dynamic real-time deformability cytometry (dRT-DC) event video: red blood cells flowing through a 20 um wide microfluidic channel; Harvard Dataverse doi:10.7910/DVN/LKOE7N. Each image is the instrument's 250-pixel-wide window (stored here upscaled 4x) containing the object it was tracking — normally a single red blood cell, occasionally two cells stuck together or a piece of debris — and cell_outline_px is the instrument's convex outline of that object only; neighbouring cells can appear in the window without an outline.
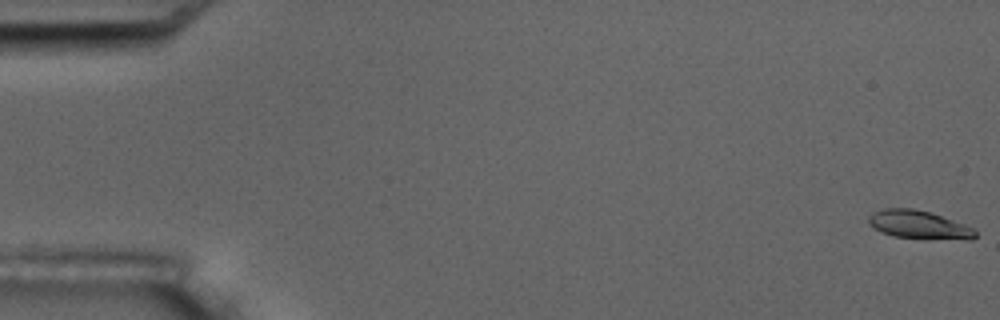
{"species": "common noctule bat (a hibernating species)", "species_latin": "Nyctalus noctula", "temperature_condition": "room temperature", "stored_images_in_passage": 4, "camera_frame_rate_fps": 3000, "um_per_image_px": 0.085, "animal": {"sex": "male", "body_mass_g": 17.5, "forearm_length_mm": 52.3}, "frame": {"image": 1, "passage_image": 1, "time_ms": 0.0, "image_size_px": [1000, 320], "cell_outline_px": [[976, 236], [972, 240], [928, 240], [892, 236], [880, 232], [872, 228], [868, 224], [868, 216], [872, 212], [884, 208], [912, 208], [932, 212], [976, 228]], "centroid_in_image_um": [78.13, 19.13], "position_along_channel_um": 6.9, "area_um2": 18.44}}
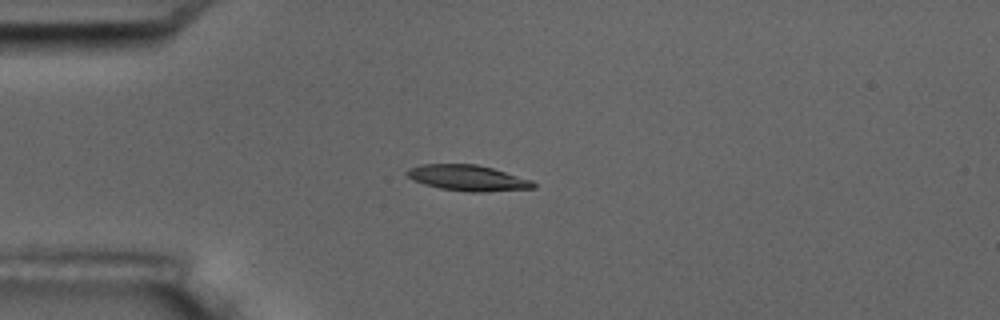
{"frame": {"image": 2, "passage_image": 4, "time_ms": 4.667, "image_size_px": [1000, 320], "cell_outline_px": [[536, 188], [484, 192], [468, 192], [440, 188], [424, 184], [412, 180], [404, 172], [408, 168], [420, 164], [476, 164], [492, 168], [532, 180], [536, 184]], "centroid_in_image_um": [39.74, 15.12], "position_along_channel_um": 45.3, "area_um2": 19.07}}